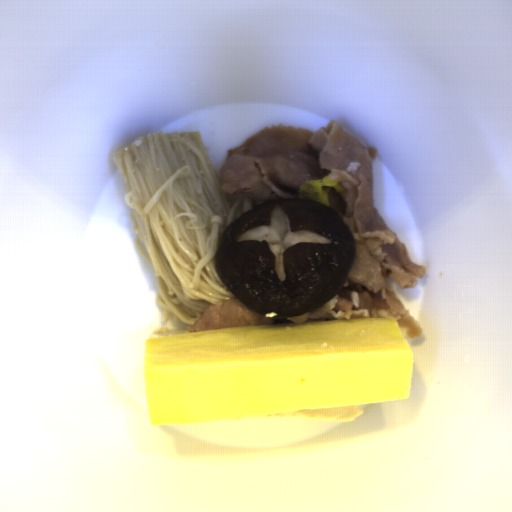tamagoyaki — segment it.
<instances>
[{
	"label": "tamagoyaki",
	"instance_id": "1",
	"mask_svg": "<svg viewBox=\"0 0 512 512\" xmlns=\"http://www.w3.org/2000/svg\"><path fill=\"white\" fill-rule=\"evenodd\" d=\"M414 355L393 318L207 329L144 341L152 427L410 398Z\"/></svg>",
	"mask_w": 512,
	"mask_h": 512
}]
</instances>
